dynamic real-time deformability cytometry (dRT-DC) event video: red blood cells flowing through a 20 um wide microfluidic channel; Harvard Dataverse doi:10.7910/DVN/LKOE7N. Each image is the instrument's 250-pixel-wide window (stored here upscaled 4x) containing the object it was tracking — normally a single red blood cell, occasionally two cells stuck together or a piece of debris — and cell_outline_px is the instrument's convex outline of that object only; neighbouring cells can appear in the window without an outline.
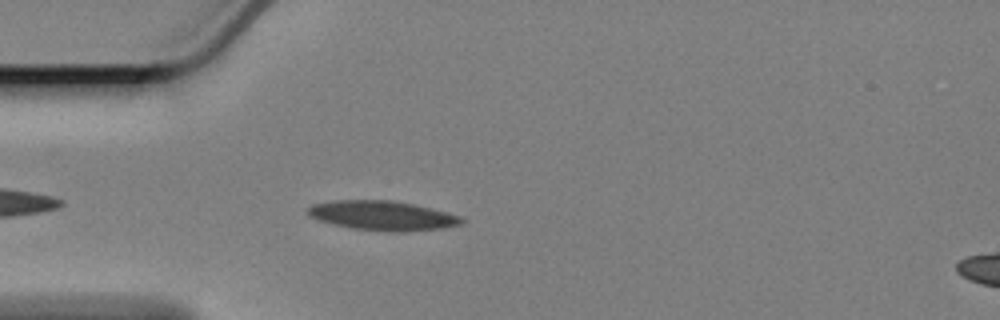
{"species": "Egyptian fruit bat (a non-hibernating species)", "species_latin": "Rousettus aegyptiacus", "temperature_condition": "cold", "stored_images_in_passage": 29, "camera_frame_rate_fps": 3000, "um_per_image_px": 0.085, "animal": {"sex": "female"}, "frame": {"image": 1, "passage_image": 5, "time_ms": 1.333, "image_size_px": [1000, 320], "cell_outline_px": [[464, 220], [460, 224], [444, 228], [404, 232], [384, 232], [348, 228], [316, 220], [308, 216], [308, 208], [312, 204], [336, 200], [392, 200], [432, 208], [448, 212], [460, 216]], "centroid_in_image_um": [32.48, 18.34], "position_along_channel_um": 52.5, "area_um2": 26.76}}
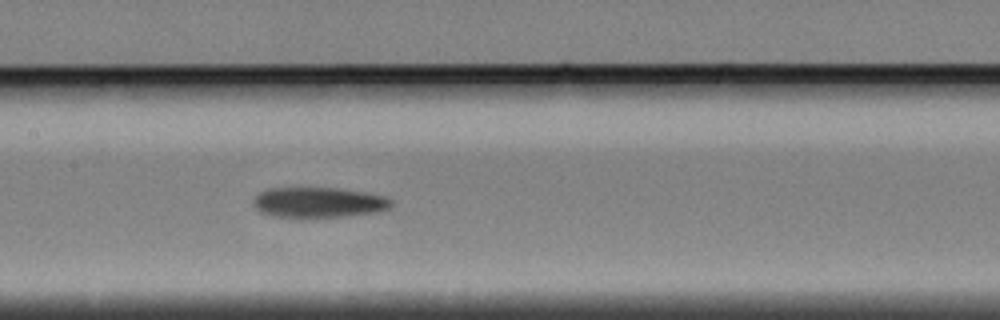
{"frame": {"image": 2, "passage_image": 17, "time_ms": 5.333, "image_size_px": [1000, 320], "cell_outline_px": [[392, 204], [388, 208], [380, 212], [344, 216], [300, 220], [276, 216], [260, 212], [256, 208], [252, 200], [260, 192], [268, 188], [336, 188], [368, 192], [384, 196], [392, 200]], "centroid_in_image_um": [27.07, 17.23], "position_along_channel_um": 180.3, "area_um2": 25.09}}
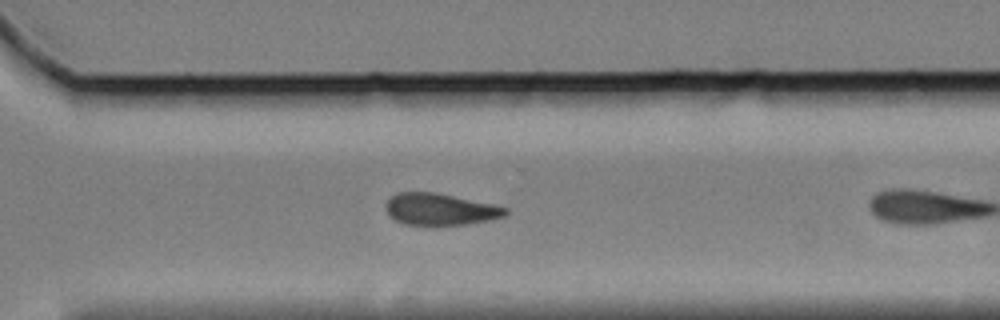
{"frame": {"image": 3, "passage_image": 27, "time_ms": 8.667, "image_size_px": [1000, 320], "cell_outline_px": [[508, 212], [504, 216], [488, 220], [468, 224], [404, 224], [396, 220], [388, 212], [388, 200], [396, 192], [436, 192], [492, 204], [508, 208]], "centroid_in_image_um": [37.45, 17.77], "position_along_channel_um": 333.2, "area_um2": 21.62}}